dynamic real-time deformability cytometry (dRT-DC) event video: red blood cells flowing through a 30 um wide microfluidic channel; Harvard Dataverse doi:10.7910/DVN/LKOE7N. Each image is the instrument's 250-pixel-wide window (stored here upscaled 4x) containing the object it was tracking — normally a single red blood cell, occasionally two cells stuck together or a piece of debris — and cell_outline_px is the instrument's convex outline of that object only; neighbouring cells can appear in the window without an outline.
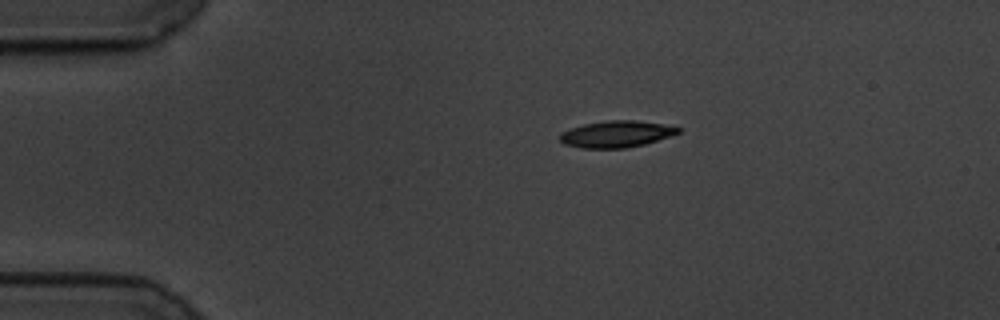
{"species": "common noctule bat (a hibernating species)", "species_latin": "Nyctalus noctula", "temperature_condition": "cold", "stored_images_in_passage": 47, "camera_frame_rate_fps": 3000, "um_per_image_px": 0.085, "animal": {"sex": "male", "body_mass_g": 19.5, "forearm_length_mm": 54.6}, "frame": {"image": 1, "passage_image": 1, "time_ms": 0.0, "image_size_px": [1000, 320], "cell_outline_px": [[680, 132], [644, 144], [624, 148], [580, 148], [564, 144], [560, 140], [560, 132], [584, 124], [604, 120], [636, 120], [664, 124], [680, 128]], "centroid_in_image_um": [52.35, 11.39], "position_along_channel_um": 32.6, "area_um2": 18.21}}
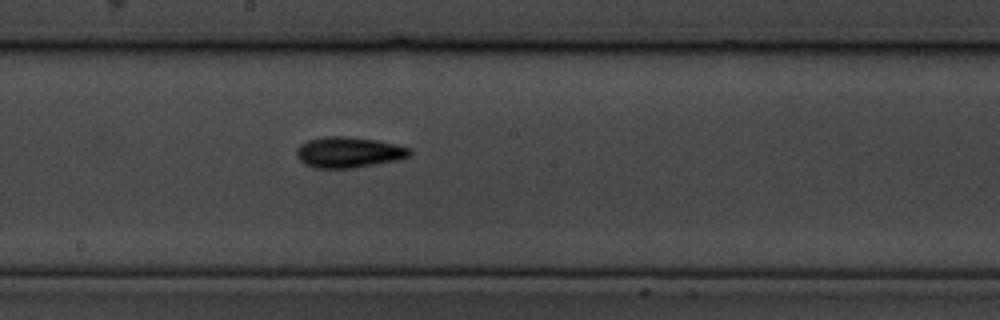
{"frame": {"image": 2, "passage_image": 21, "time_ms": 6.667, "image_size_px": [1000, 320], "cell_outline_px": [[412, 156], [396, 160], [352, 168], [312, 168], [304, 164], [296, 156], [296, 148], [300, 144], [308, 140], [324, 136], [344, 136], [376, 140], [396, 144], [412, 148]], "centroid_in_image_um": [29.63, 12.94], "position_along_channel_um": 218.6, "area_um2": 20.46}}
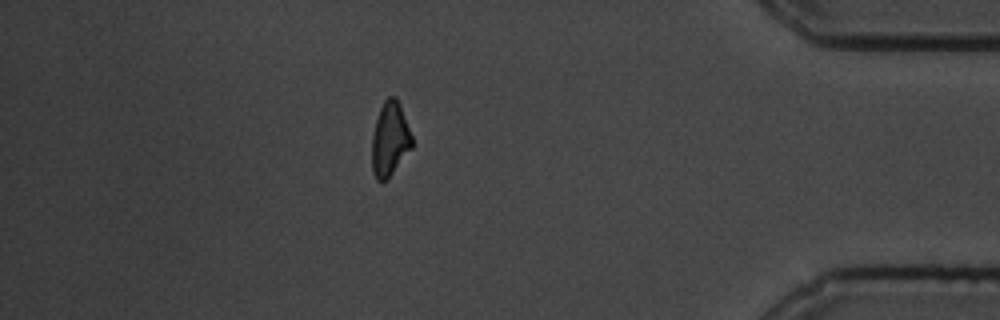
{"frame": {"image": 3, "passage_image": 40, "time_ms": 13.0, "image_size_px": [1000, 320], "cell_outline_px": [[412, 148], [388, 180], [380, 184], [376, 180], [372, 172], [372, 136], [376, 120], [380, 108], [384, 100], [388, 96], [396, 96], [400, 104], [412, 136]], "centroid_in_image_um": [33.13, 11.88], "position_along_channel_um": 402.1, "area_um2": 17.63}, "authors_computed_cell_mechanics": {"area_um2": 18.4382, "velocity_mm_per_s": 3.4992, "shape_relaxation_time_tau1_ms": 2.6505, "shape_relaxation_time_tau2_ms": 7.9982, "deformation_change_tau1": 0.1299, "deformation_change_tau2": 0.1509}}